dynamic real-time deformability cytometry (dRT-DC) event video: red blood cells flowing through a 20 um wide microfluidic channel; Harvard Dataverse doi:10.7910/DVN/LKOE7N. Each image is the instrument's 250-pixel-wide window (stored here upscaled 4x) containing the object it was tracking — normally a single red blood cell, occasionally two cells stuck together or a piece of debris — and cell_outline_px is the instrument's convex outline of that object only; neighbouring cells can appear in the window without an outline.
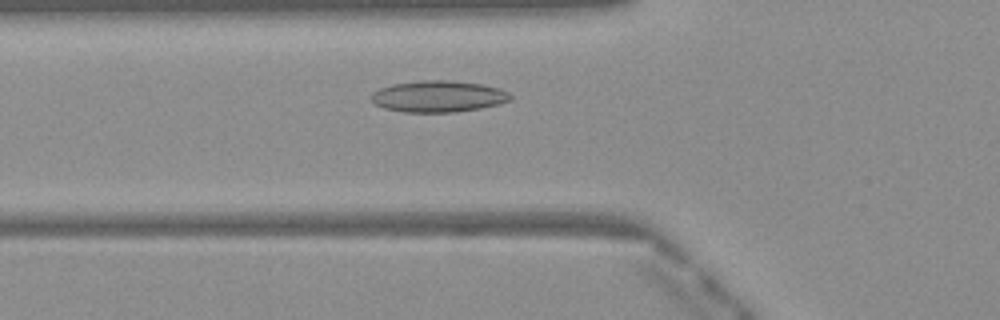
{"species": "Egyptian fruit bat (a non-hibernating species)", "species_latin": "Rousettus aegyptiacus", "temperature_condition": "warm", "stored_images_in_passage": 41, "camera_frame_rate_fps": 3000, "um_per_image_px": 0.085, "frame": {"image": 1, "passage_image": 9, "time_ms": 2.667, "image_size_px": [1000, 320], "cell_outline_px": [[512, 100], [500, 104], [480, 108], [456, 112], [404, 112], [384, 108], [376, 104], [372, 100], [372, 92], [380, 88], [392, 84], [420, 80], [452, 80], [484, 84], [500, 88], [508, 92], [512, 96]], "centroid_in_image_um": [37.3, 8.18], "position_along_channel_um": 88.5, "area_um2": 25.72}}
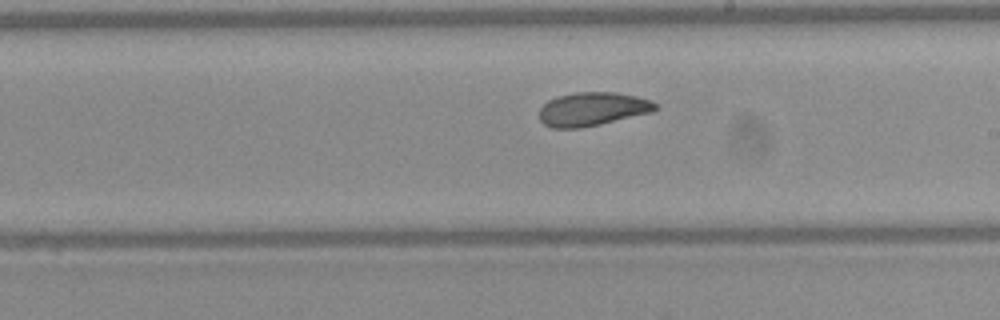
{"frame": {"image": 2, "passage_image": 20, "time_ms": 6.333, "image_size_px": [1000, 320], "cell_outline_px": [[656, 108], [652, 112], [600, 124], [580, 128], [552, 128], [544, 124], [540, 120], [540, 108], [548, 100], [556, 96], [576, 92], [616, 92], [636, 96], [648, 100], [656, 104]], "centroid_in_image_um": [50.32, 9.27], "position_along_channel_um": 238.7, "area_um2": 22.6}}
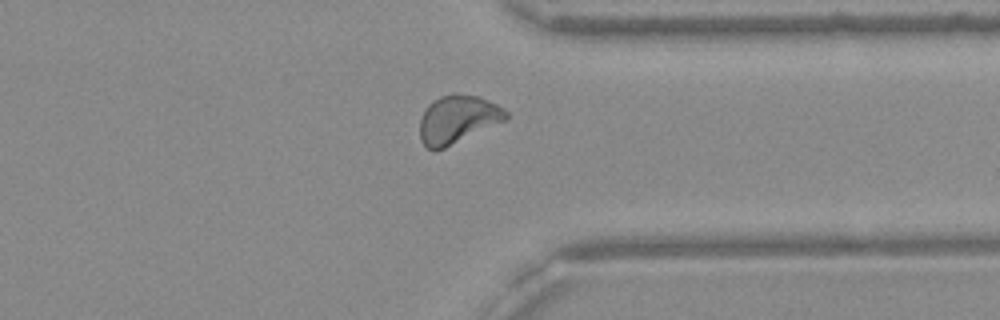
{"frame": {"image": 3, "passage_image": 30, "time_ms": 9.667, "image_size_px": [1000, 320], "cell_outline_px": [[508, 116], [504, 120], [436, 152], [432, 152], [420, 140], [420, 120], [428, 104], [432, 100], [440, 96], [456, 92], [480, 96], [504, 108], [508, 112]], "centroid_in_image_um": [38.87, 10.13], "position_along_channel_um": 372.5, "area_um2": 24.16}, "authors_computed_cell_mechanics": {"area_um2": 23.2356, "velocity_mm_per_s": 4.0768, "shape_relaxation_time_tau1_ms": 6.5235, "shape_relaxation_time_tau2_ms": 2.9419, "deformation_change_tau1": 0.1554, "deformation_change_tau2": 0.0882}}